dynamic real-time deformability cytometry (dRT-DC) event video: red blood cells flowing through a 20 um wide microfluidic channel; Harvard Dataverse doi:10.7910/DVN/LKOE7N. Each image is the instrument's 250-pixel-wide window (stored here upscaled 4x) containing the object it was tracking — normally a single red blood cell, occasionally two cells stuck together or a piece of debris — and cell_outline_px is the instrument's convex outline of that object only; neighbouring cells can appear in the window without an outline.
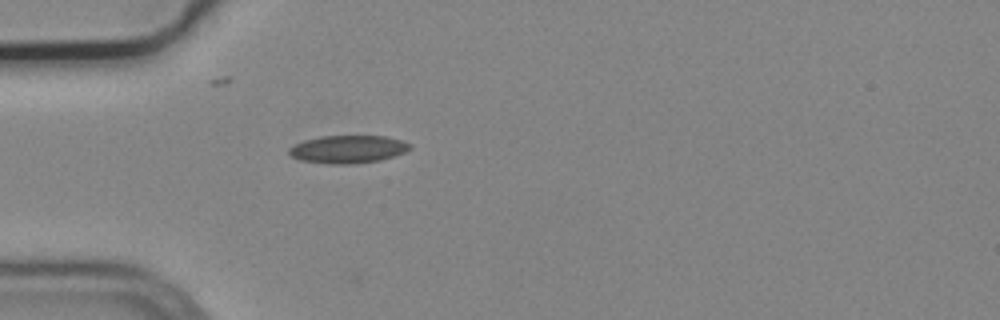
{"species": "common noctule bat (a hibernating species)", "species_latin": "Nyctalus noctula", "temperature_condition": "cold", "stored_images_in_passage": 1, "camera_frame_rate_fps": 3000, "um_per_image_px": 0.085, "animal": {"sex": "male", "body_mass_g": 19.2, "forearm_length_mm": 51.8}, "frame": {"image": 1, "passage_image": 1, "time_ms": 0.0, "image_size_px": [1000, 320], "cell_outline_px": [[412, 148], [404, 152], [380, 160], [352, 164], [328, 164], [300, 160], [292, 156], [288, 152], [288, 148], [304, 140], [320, 136], [384, 136], [400, 140], [412, 144]], "centroid_in_image_um": [29.56, 12.68], "position_along_channel_um": 55.4, "area_um2": 19.54}}